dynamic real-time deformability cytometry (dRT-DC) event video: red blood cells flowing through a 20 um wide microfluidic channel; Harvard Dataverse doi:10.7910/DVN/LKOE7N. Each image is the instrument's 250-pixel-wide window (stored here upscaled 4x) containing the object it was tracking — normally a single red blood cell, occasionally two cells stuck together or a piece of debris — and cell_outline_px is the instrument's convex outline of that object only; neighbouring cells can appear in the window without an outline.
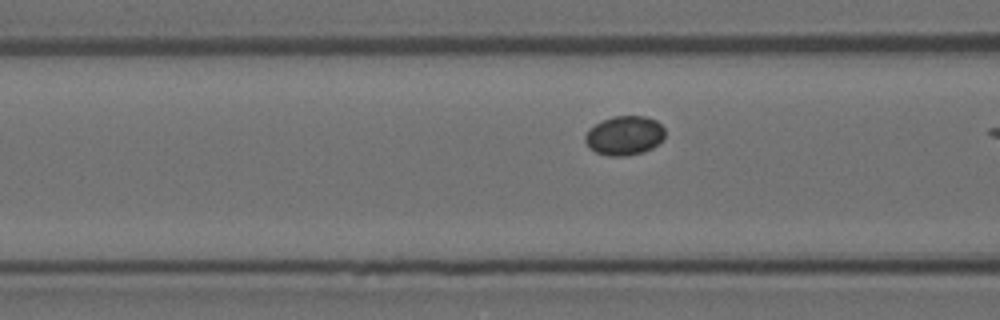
{"species": "Egyptian fruit bat (a non-hibernating species)", "species_latin": "Rousettus aegyptiacus", "temperature_condition": "room temperature", "stored_images_in_passage": 14, "camera_frame_rate_fps": 3000, "um_per_image_px": 0.085, "animal": {"sex": "female"}, "frame": {"image": 1, "passage_image": 12, "time_ms": 3.667, "image_size_px": [1000, 320], "cell_outline_px": [[664, 136], [652, 148], [644, 152], [624, 156], [608, 156], [596, 152], [588, 148], [584, 140], [584, 136], [588, 128], [612, 116], [644, 116], [656, 120], [664, 128]], "centroid_in_image_um": [53.04, 11.52], "position_along_channel_um": 113.6, "area_um2": 18.26}}